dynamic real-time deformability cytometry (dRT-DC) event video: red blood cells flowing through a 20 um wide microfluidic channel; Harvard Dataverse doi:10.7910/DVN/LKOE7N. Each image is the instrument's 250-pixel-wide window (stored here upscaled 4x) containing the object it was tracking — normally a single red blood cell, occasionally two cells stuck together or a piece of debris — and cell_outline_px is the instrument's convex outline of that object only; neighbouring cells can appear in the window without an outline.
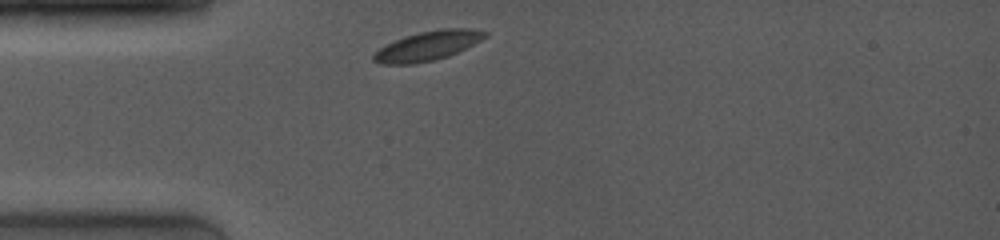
{"species": "common noctule bat (a hibernating species)", "species_latin": "Nyctalus noctula", "temperature_condition": "room temperature", "stored_images_in_passage": 13, "camera_frame_rate_fps": 4000, "um_per_image_px": 0.085, "animal": {"sex": "female", "body_mass_g": 19.0, "forearm_length_mm": 53.3}, "frame": {"image": 1, "passage_image": 1, "time_ms": 0.0, "image_size_px": [1000, 240], "cell_outline_px": [[488, 36], [448, 56], [436, 60], [412, 64], [380, 64], [372, 60], [372, 56], [380, 48], [396, 40], [420, 32], [440, 28], [468, 28], [488, 32]], "centroid_in_image_um": [36.36, 3.9], "position_along_channel_um": 48.6, "area_um2": 18.79}}
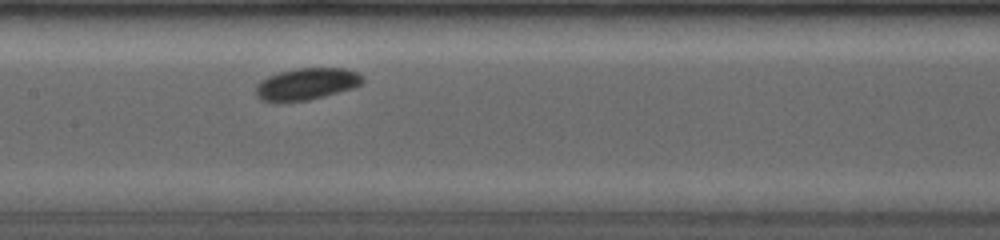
{"frame": {"image": 2, "passage_image": 8, "time_ms": 3.75, "image_size_px": [1000, 240], "cell_outline_px": [[364, 84], [352, 88], [308, 100], [276, 104], [260, 100], [256, 96], [256, 84], [260, 80], [268, 76], [280, 72], [296, 68], [344, 68], [356, 72], [364, 76]], "centroid_in_image_um": [26.01, 7.16], "position_along_channel_um": 181.4, "area_um2": 20.23}}
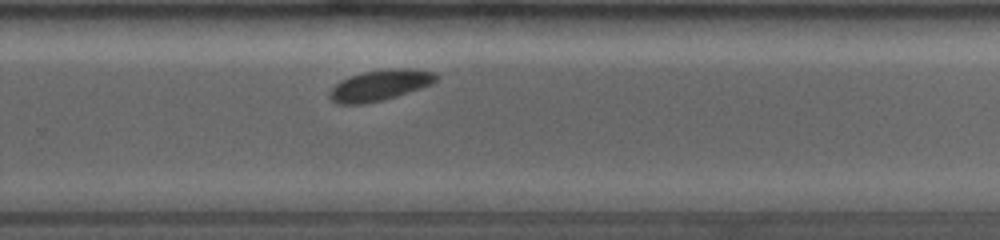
{"frame": {"image": 3, "passage_image": 13, "time_ms": 6.75, "image_size_px": [1000, 240], "cell_outline_px": [[440, 76], [432, 84], [396, 96], [364, 104], [336, 104], [328, 96], [328, 92], [340, 80], [364, 72], [388, 68], [412, 68], [436, 72]], "centroid_in_image_um": [32.31, 7.23], "position_along_channel_um": 297.5, "area_um2": 19.13}}